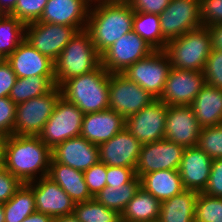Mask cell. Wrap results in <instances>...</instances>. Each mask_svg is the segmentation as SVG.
<instances>
[{
	"mask_svg": "<svg viewBox=\"0 0 222 222\" xmlns=\"http://www.w3.org/2000/svg\"><path fill=\"white\" fill-rule=\"evenodd\" d=\"M51 149L38 137L10 135L6 139L3 167L22 183L48 175Z\"/></svg>",
	"mask_w": 222,
	"mask_h": 222,
	"instance_id": "cell-1",
	"label": "cell"
},
{
	"mask_svg": "<svg viewBox=\"0 0 222 222\" xmlns=\"http://www.w3.org/2000/svg\"><path fill=\"white\" fill-rule=\"evenodd\" d=\"M133 17L134 11L124 0L91 2L86 30L100 55L133 30Z\"/></svg>",
	"mask_w": 222,
	"mask_h": 222,
	"instance_id": "cell-2",
	"label": "cell"
},
{
	"mask_svg": "<svg viewBox=\"0 0 222 222\" xmlns=\"http://www.w3.org/2000/svg\"><path fill=\"white\" fill-rule=\"evenodd\" d=\"M110 73L102 65L73 77L61 86V97L76 105L84 114L109 109Z\"/></svg>",
	"mask_w": 222,
	"mask_h": 222,
	"instance_id": "cell-3",
	"label": "cell"
},
{
	"mask_svg": "<svg viewBox=\"0 0 222 222\" xmlns=\"http://www.w3.org/2000/svg\"><path fill=\"white\" fill-rule=\"evenodd\" d=\"M101 65V55L96 51L86 29L79 30L54 61L56 86L89 73Z\"/></svg>",
	"mask_w": 222,
	"mask_h": 222,
	"instance_id": "cell-4",
	"label": "cell"
},
{
	"mask_svg": "<svg viewBox=\"0 0 222 222\" xmlns=\"http://www.w3.org/2000/svg\"><path fill=\"white\" fill-rule=\"evenodd\" d=\"M211 50V35L209 29L203 26L168 40L164 49L172 68L201 72Z\"/></svg>",
	"mask_w": 222,
	"mask_h": 222,
	"instance_id": "cell-5",
	"label": "cell"
},
{
	"mask_svg": "<svg viewBox=\"0 0 222 222\" xmlns=\"http://www.w3.org/2000/svg\"><path fill=\"white\" fill-rule=\"evenodd\" d=\"M83 117L84 113L76 105L60 97L38 137L53 149L65 140L80 136Z\"/></svg>",
	"mask_w": 222,
	"mask_h": 222,
	"instance_id": "cell-6",
	"label": "cell"
},
{
	"mask_svg": "<svg viewBox=\"0 0 222 222\" xmlns=\"http://www.w3.org/2000/svg\"><path fill=\"white\" fill-rule=\"evenodd\" d=\"M61 97V89L55 86L47 94L16 105L14 135L38 136Z\"/></svg>",
	"mask_w": 222,
	"mask_h": 222,
	"instance_id": "cell-7",
	"label": "cell"
},
{
	"mask_svg": "<svg viewBox=\"0 0 222 222\" xmlns=\"http://www.w3.org/2000/svg\"><path fill=\"white\" fill-rule=\"evenodd\" d=\"M170 68V60L165 51L155 50L129 66L122 74L145 89L152 97L159 99Z\"/></svg>",
	"mask_w": 222,
	"mask_h": 222,
	"instance_id": "cell-8",
	"label": "cell"
},
{
	"mask_svg": "<svg viewBox=\"0 0 222 222\" xmlns=\"http://www.w3.org/2000/svg\"><path fill=\"white\" fill-rule=\"evenodd\" d=\"M154 100L145 89L122 73H110L109 109L121 114L125 119Z\"/></svg>",
	"mask_w": 222,
	"mask_h": 222,
	"instance_id": "cell-9",
	"label": "cell"
},
{
	"mask_svg": "<svg viewBox=\"0 0 222 222\" xmlns=\"http://www.w3.org/2000/svg\"><path fill=\"white\" fill-rule=\"evenodd\" d=\"M155 51L133 30L124 34L101 55V65L108 73H123L129 66Z\"/></svg>",
	"mask_w": 222,
	"mask_h": 222,
	"instance_id": "cell-10",
	"label": "cell"
},
{
	"mask_svg": "<svg viewBox=\"0 0 222 222\" xmlns=\"http://www.w3.org/2000/svg\"><path fill=\"white\" fill-rule=\"evenodd\" d=\"M77 31L76 27L36 21L26 24L25 40L55 61Z\"/></svg>",
	"mask_w": 222,
	"mask_h": 222,
	"instance_id": "cell-11",
	"label": "cell"
},
{
	"mask_svg": "<svg viewBox=\"0 0 222 222\" xmlns=\"http://www.w3.org/2000/svg\"><path fill=\"white\" fill-rule=\"evenodd\" d=\"M159 19L163 37L167 41L201 28L200 0H170Z\"/></svg>",
	"mask_w": 222,
	"mask_h": 222,
	"instance_id": "cell-12",
	"label": "cell"
},
{
	"mask_svg": "<svg viewBox=\"0 0 222 222\" xmlns=\"http://www.w3.org/2000/svg\"><path fill=\"white\" fill-rule=\"evenodd\" d=\"M168 105L155 99L136 114L126 118L125 128L141 143L165 139V124Z\"/></svg>",
	"mask_w": 222,
	"mask_h": 222,
	"instance_id": "cell-13",
	"label": "cell"
},
{
	"mask_svg": "<svg viewBox=\"0 0 222 222\" xmlns=\"http://www.w3.org/2000/svg\"><path fill=\"white\" fill-rule=\"evenodd\" d=\"M205 84L203 72L171 67L159 100L168 106H190Z\"/></svg>",
	"mask_w": 222,
	"mask_h": 222,
	"instance_id": "cell-14",
	"label": "cell"
},
{
	"mask_svg": "<svg viewBox=\"0 0 222 222\" xmlns=\"http://www.w3.org/2000/svg\"><path fill=\"white\" fill-rule=\"evenodd\" d=\"M184 147L167 140L142 144L135 168L136 176L158 170H179Z\"/></svg>",
	"mask_w": 222,
	"mask_h": 222,
	"instance_id": "cell-15",
	"label": "cell"
},
{
	"mask_svg": "<svg viewBox=\"0 0 222 222\" xmlns=\"http://www.w3.org/2000/svg\"><path fill=\"white\" fill-rule=\"evenodd\" d=\"M26 184L33 190L36 211L52 219L73 213L75 202L48 176Z\"/></svg>",
	"mask_w": 222,
	"mask_h": 222,
	"instance_id": "cell-16",
	"label": "cell"
},
{
	"mask_svg": "<svg viewBox=\"0 0 222 222\" xmlns=\"http://www.w3.org/2000/svg\"><path fill=\"white\" fill-rule=\"evenodd\" d=\"M201 130L202 126L198 123L191 106H168L165 140L184 148L195 147Z\"/></svg>",
	"mask_w": 222,
	"mask_h": 222,
	"instance_id": "cell-17",
	"label": "cell"
},
{
	"mask_svg": "<svg viewBox=\"0 0 222 222\" xmlns=\"http://www.w3.org/2000/svg\"><path fill=\"white\" fill-rule=\"evenodd\" d=\"M142 144L124 128L110 140L100 144V162L107 166L136 168Z\"/></svg>",
	"mask_w": 222,
	"mask_h": 222,
	"instance_id": "cell-18",
	"label": "cell"
},
{
	"mask_svg": "<svg viewBox=\"0 0 222 222\" xmlns=\"http://www.w3.org/2000/svg\"><path fill=\"white\" fill-rule=\"evenodd\" d=\"M52 159L60 164L84 172L100 161L98 145L81 135L65 140L51 149Z\"/></svg>",
	"mask_w": 222,
	"mask_h": 222,
	"instance_id": "cell-19",
	"label": "cell"
},
{
	"mask_svg": "<svg viewBox=\"0 0 222 222\" xmlns=\"http://www.w3.org/2000/svg\"><path fill=\"white\" fill-rule=\"evenodd\" d=\"M89 0H48L39 22L86 29Z\"/></svg>",
	"mask_w": 222,
	"mask_h": 222,
	"instance_id": "cell-20",
	"label": "cell"
},
{
	"mask_svg": "<svg viewBox=\"0 0 222 222\" xmlns=\"http://www.w3.org/2000/svg\"><path fill=\"white\" fill-rule=\"evenodd\" d=\"M17 78L55 76L54 61L36 50L25 39L6 59Z\"/></svg>",
	"mask_w": 222,
	"mask_h": 222,
	"instance_id": "cell-21",
	"label": "cell"
},
{
	"mask_svg": "<svg viewBox=\"0 0 222 222\" xmlns=\"http://www.w3.org/2000/svg\"><path fill=\"white\" fill-rule=\"evenodd\" d=\"M125 125L126 119L111 109L87 113L83 117L80 135L99 146L123 130Z\"/></svg>",
	"mask_w": 222,
	"mask_h": 222,
	"instance_id": "cell-22",
	"label": "cell"
},
{
	"mask_svg": "<svg viewBox=\"0 0 222 222\" xmlns=\"http://www.w3.org/2000/svg\"><path fill=\"white\" fill-rule=\"evenodd\" d=\"M212 159L197 146L185 148L179 167L185 190L203 192L207 186Z\"/></svg>",
	"mask_w": 222,
	"mask_h": 222,
	"instance_id": "cell-23",
	"label": "cell"
},
{
	"mask_svg": "<svg viewBox=\"0 0 222 222\" xmlns=\"http://www.w3.org/2000/svg\"><path fill=\"white\" fill-rule=\"evenodd\" d=\"M47 176L56 182L75 203L93 199L85 183L83 172L55 162L51 158Z\"/></svg>",
	"mask_w": 222,
	"mask_h": 222,
	"instance_id": "cell-24",
	"label": "cell"
},
{
	"mask_svg": "<svg viewBox=\"0 0 222 222\" xmlns=\"http://www.w3.org/2000/svg\"><path fill=\"white\" fill-rule=\"evenodd\" d=\"M190 106L202 127L222 124V89L205 84Z\"/></svg>",
	"mask_w": 222,
	"mask_h": 222,
	"instance_id": "cell-25",
	"label": "cell"
},
{
	"mask_svg": "<svg viewBox=\"0 0 222 222\" xmlns=\"http://www.w3.org/2000/svg\"><path fill=\"white\" fill-rule=\"evenodd\" d=\"M141 187L160 202L182 193V179L179 170H158L141 177Z\"/></svg>",
	"mask_w": 222,
	"mask_h": 222,
	"instance_id": "cell-26",
	"label": "cell"
},
{
	"mask_svg": "<svg viewBox=\"0 0 222 222\" xmlns=\"http://www.w3.org/2000/svg\"><path fill=\"white\" fill-rule=\"evenodd\" d=\"M199 192L184 190L161 202L159 222H194L195 205Z\"/></svg>",
	"mask_w": 222,
	"mask_h": 222,
	"instance_id": "cell-27",
	"label": "cell"
},
{
	"mask_svg": "<svg viewBox=\"0 0 222 222\" xmlns=\"http://www.w3.org/2000/svg\"><path fill=\"white\" fill-rule=\"evenodd\" d=\"M161 202L140 187L121 213L122 222H152L160 215Z\"/></svg>",
	"mask_w": 222,
	"mask_h": 222,
	"instance_id": "cell-28",
	"label": "cell"
},
{
	"mask_svg": "<svg viewBox=\"0 0 222 222\" xmlns=\"http://www.w3.org/2000/svg\"><path fill=\"white\" fill-rule=\"evenodd\" d=\"M56 86L55 76L17 78L9 98L17 105L50 92Z\"/></svg>",
	"mask_w": 222,
	"mask_h": 222,
	"instance_id": "cell-29",
	"label": "cell"
},
{
	"mask_svg": "<svg viewBox=\"0 0 222 222\" xmlns=\"http://www.w3.org/2000/svg\"><path fill=\"white\" fill-rule=\"evenodd\" d=\"M140 187L141 178L136 176L131 182L123 185L105 186L93 198L107 208L121 214Z\"/></svg>",
	"mask_w": 222,
	"mask_h": 222,
	"instance_id": "cell-30",
	"label": "cell"
},
{
	"mask_svg": "<svg viewBox=\"0 0 222 222\" xmlns=\"http://www.w3.org/2000/svg\"><path fill=\"white\" fill-rule=\"evenodd\" d=\"M133 31L154 50H164L167 45L158 14L134 12Z\"/></svg>",
	"mask_w": 222,
	"mask_h": 222,
	"instance_id": "cell-31",
	"label": "cell"
},
{
	"mask_svg": "<svg viewBox=\"0 0 222 222\" xmlns=\"http://www.w3.org/2000/svg\"><path fill=\"white\" fill-rule=\"evenodd\" d=\"M26 24L9 14H0V57L6 60L25 39Z\"/></svg>",
	"mask_w": 222,
	"mask_h": 222,
	"instance_id": "cell-32",
	"label": "cell"
},
{
	"mask_svg": "<svg viewBox=\"0 0 222 222\" xmlns=\"http://www.w3.org/2000/svg\"><path fill=\"white\" fill-rule=\"evenodd\" d=\"M5 222H22L36 211L33 190L23 183L15 194L3 203Z\"/></svg>",
	"mask_w": 222,
	"mask_h": 222,
	"instance_id": "cell-33",
	"label": "cell"
},
{
	"mask_svg": "<svg viewBox=\"0 0 222 222\" xmlns=\"http://www.w3.org/2000/svg\"><path fill=\"white\" fill-rule=\"evenodd\" d=\"M73 214L80 222H122L119 212L107 208L94 198L75 203Z\"/></svg>",
	"mask_w": 222,
	"mask_h": 222,
	"instance_id": "cell-34",
	"label": "cell"
},
{
	"mask_svg": "<svg viewBox=\"0 0 222 222\" xmlns=\"http://www.w3.org/2000/svg\"><path fill=\"white\" fill-rule=\"evenodd\" d=\"M194 222H222V198L198 194Z\"/></svg>",
	"mask_w": 222,
	"mask_h": 222,
	"instance_id": "cell-35",
	"label": "cell"
},
{
	"mask_svg": "<svg viewBox=\"0 0 222 222\" xmlns=\"http://www.w3.org/2000/svg\"><path fill=\"white\" fill-rule=\"evenodd\" d=\"M197 147L212 160L222 158V124L202 127Z\"/></svg>",
	"mask_w": 222,
	"mask_h": 222,
	"instance_id": "cell-36",
	"label": "cell"
},
{
	"mask_svg": "<svg viewBox=\"0 0 222 222\" xmlns=\"http://www.w3.org/2000/svg\"><path fill=\"white\" fill-rule=\"evenodd\" d=\"M48 0H17L14 10L9 14L28 24L40 20Z\"/></svg>",
	"mask_w": 222,
	"mask_h": 222,
	"instance_id": "cell-37",
	"label": "cell"
},
{
	"mask_svg": "<svg viewBox=\"0 0 222 222\" xmlns=\"http://www.w3.org/2000/svg\"><path fill=\"white\" fill-rule=\"evenodd\" d=\"M203 73L207 85L222 89V51L212 48Z\"/></svg>",
	"mask_w": 222,
	"mask_h": 222,
	"instance_id": "cell-38",
	"label": "cell"
},
{
	"mask_svg": "<svg viewBox=\"0 0 222 222\" xmlns=\"http://www.w3.org/2000/svg\"><path fill=\"white\" fill-rule=\"evenodd\" d=\"M107 165L98 162L83 172L85 183L92 197L106 186Z\"/></svg>",
	"mask_w": 222,
	"mask_h": 222,
	"instance_id": "cell-39",
	"label": "cell"
},
{
	"mask_svg": "<svg viewBox=\"0 0 222 222\" xmlns=\"http://www.w3.org/2000/svg\"><path fill=\"white\" fill-rule=\"evenodd\" d=\"M200 18L203 27L222 23V0H200Z\"/></svg>",
	"mask_w": 222,
	"mask_h": 222,
	"instance_id": "cell-40",
	"label": "cell"
},
{
	"mask_svg": "<svg viewBox=\"0 0 222 222\" xmlns=\"http://www.w3.org/2000/svg\"><path fill=\"white\" fill-rule=\"evenodd\" d=\"M16 104L9 97L0 98V132L14 135Z\"/></svg>",
	"mask_w": 222,
	"mask_h": 222,
	"instance_id": "cell-41",
	"label": "cell"
},
{
	"mask_svg": "<svg viewBox=\"0 0 222 222\" xmlns=\"http://www.w3.org/2000/svg\"><path fill=\"white\" fill-rule=\"evenodd\" d=\"M202 193L222 198V158L212 160L209 180Z\"/></svg>",
	"mask_w": 222,
	"mask_h": 222,
	"instance_id": "cell-42",
	"label": "cell"
},
{
	"mask_svg": "<svg viewBox=\"0 0 222 222\" xmlns=\"http://www.w3.org/2000/svg\"><path fill=\"white\" fill-rule=\"evenodd\" d=\"M23 183L4 167L0 170V203H6Z\"/></svg>",
	"mask_w": 222,
	"mask_h": 222,
	"instance_id": "cell-43",
	"label": "cell"
},
{
	"mask_svg": "<svg viewBox=\"0 0 222 222\" xmlns=\"http://www.w3.org/2000/svg\"><path fill=\"white\" fill-rule=\"evenodd\" d=\"M135 177V168L107 166L106 186L123 185L131 182Z\"/></svg>",
	"mask_w": 222,
	"mask_h": 222,
	"instance_id": "cell-44",
	"label": "cell"
},
{
	"mask_svg": "<svg viewBox=\"0 0 222 222\" xmlns=\"http://www.w3.org/2000/svg\"><path fill=\"white\" fill-rule=\"evenodd\" d=\"M134 12L160 15L170 0H124Z\"/></svg>",
	"mask_w": 222,
	"mask_h": 222,
	"instance_id": "cell-45",
	"label": "cell"
},
{
	"mask_svg": "<svg viewBox=\"0 0 222 222\" xmlns=\"http://www.w3.org/2000/svg\"><path fill=\"white\" fill-rule=\"evenodd\" d=\"M16 79L17 76L11 66L6 60H3L2 63H0V98L9 97Z\"/></svg>",
	"mask_w": 222,
	"mask_h": 222,
	"instance_id": "cell-46",
	"label": "cell"
},
{
	"mask_svg": "<svg viewBox=\"0 0 222 222\" xmlns=\"http://www.w3.org/2000/svg\"><path fill=\"white\" fill-rule=\"evenodd\" d=\"M207 28L211 35L212 48L222 51V23Z\"/></svg>",
	"mask_w": 222,
	"mask_h": 222,
	"instance_id": "cell-47",
	"label": "cell"
},
{
	"mask_svg": "<svg viewBox=\"0 0 222 222\" xmlns=\"http://www.w3.org/2000/svg\"><path fill=\"white\" fill-rule=\"evenodd\" d=\"M52 218L46 214L35 211L27 216L22 222H52Z\"/></svg>",
	"mask_w": 222,
	"mask_h": 222,
	"instance_id": "cell-48",
	"label": "cell"
},
{
	"mask_svg": "<svg viewBox=\"0 0 222 222\" xmlns=\"http://www.w3.org/2000/svg\"><path fill=\"white\" fill-rule=\"evenodd\" d=\"M17 0H0V14H10L15 6Z\"/></svg>",
	"mask_w": 222,
	"mask_h": 222,
	"instance_id": "cell-49",
	"label": "cell"
},
{
	"mask_svg": "<svg viewBox=\"0 0 222 222\" xmlns=\"http://www.w3.org/2000/svg\"><path fill=\"white\" fill-rule=\"evenodd\" d=\"M52 222H80L74 214L63 215L57 218H53Z\"/></svg>",
	"mask_w": 222,
	"mask_h": 222,
	"instance_id": "cell-50",
	"label": "cell"
},
{
	"mask_svg": "<svg viewBox=\"0 0 222 222\" xmlns=\"http://www.w3.org/2000/svg\"><path fill=\"white\" fill-rule=\"evenodd\" d=\"M7 137L8 136L6 134L0 132V159L4 158V149Z\"/></svg>",
	"mask_w": 222,
	"mask_h": 222,
	"instance_id": "cell-51",
	"label": "cell"
},
{
	"mask_svg": "<svg viewBox=\"0 0 222 222\" xmlns=\"http://www.w3.org/2000/svg\"><path fill=\"white\" fill-rule=\"evenodd\" d=\"M0 222H5L3 204L0 203Z\"/></svg>",
	"mask_w": 222,
	"mask_h": 222,
	"instance_id": "cell-52",
	"label": "cell"
},
{
	"mask_svg": "<svg viewBox=\"0 0 222 222\" xmlns=\"http://www.w3.org/2000/svg\"><path fill=\"white\" fill-rule=\"evenodd\" d=\"M3 168V159H0V170Z\"/></svg>",
	"mask_w": 222,
	"mask_h": 222,
	"instance_id": "cell-53",
	"label": "cell"
},
{
	"mask_svg": "<svg viewBox=\"0 0 222 222\" xmlns=\"http://www.w3.org/2000/svg\"><path fill=\"white\" fill-rule=\"evenodd\" d=\"M90 2H95V1H102V0H89Z\"/></svg>",
	"mask_w": 222,
	"mask_h": 222,
	"instance_id": "cell-54",
	"label": "cell"
}]
</instances>
